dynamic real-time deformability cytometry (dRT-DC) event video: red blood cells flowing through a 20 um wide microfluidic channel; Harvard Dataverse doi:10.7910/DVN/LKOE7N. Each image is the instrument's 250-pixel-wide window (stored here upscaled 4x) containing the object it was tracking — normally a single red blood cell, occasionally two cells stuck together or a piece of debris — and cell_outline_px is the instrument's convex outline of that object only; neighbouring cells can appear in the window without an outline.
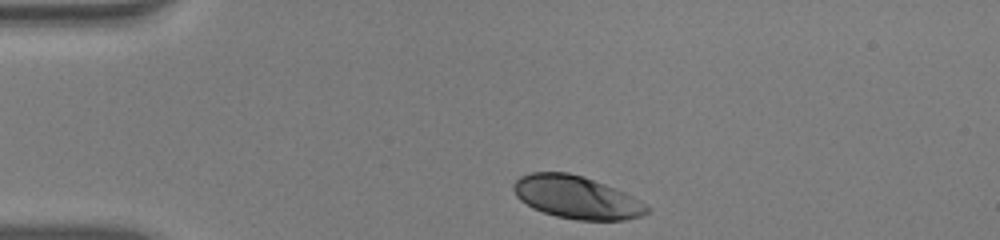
{"species": "human", "species_latin": "Homo sapiens", "temperature_condition": "warm", "stored_images_in_passage": 34, "camera_frame_rate_fps": 3000, "um_per_image_px": 0.085, "donor": {"sex": "male"}, "frame": {"image": 1, "passage_image": 1, "time_ms": 0.0, "image_size_px": [1000, 240], "cell_outline_px": [[652, 208], [648, 212], [640, 216], [624, 220], [576, 220], [556, 216], [532, 208], [520, 200], [516, 196], [512, 188], [512, 184], [520, 176], [528, 172], [568, 172], [584, 176], [624, 192]], "centroid_in_image_um": [48.97, 16.76], "position_along_channel_um": 36.0, "area_um2": 33.23}}
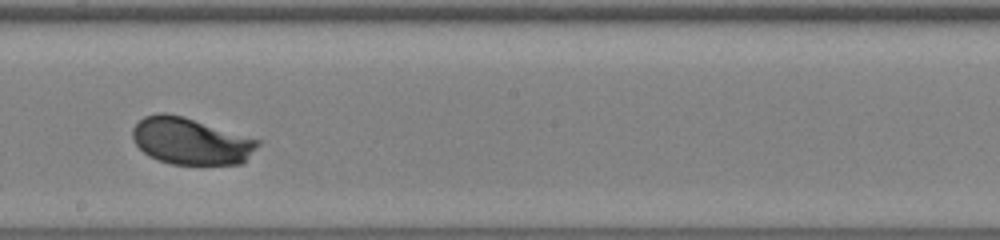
{"frame": {"image": 2, "passage_image": 20, "time_ms": 6.333, "image_size_px": [1000, 240], "cell_outline_px": [[260, 144], [240, 164], [172, 164], [148, 156], [136, 144], [132, 136], [132, 128], [144, 116], [156, 112], [164, 112], [184, 116], [260, 140]], "centroid_in_image_um": [16.18, 11.97], "position_along_channel_um": 232.0, "area_um2": 33.93}}
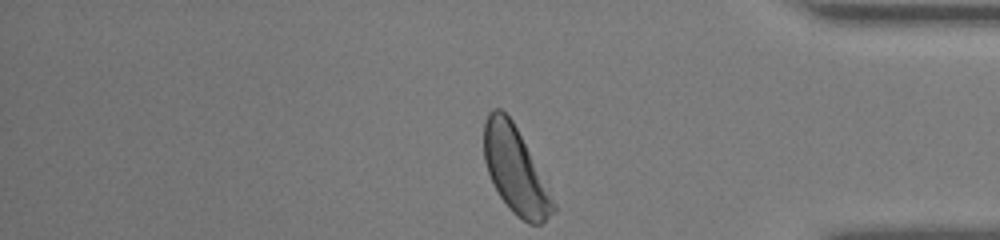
{"frame": {"image": 3, "passage_image": 34, "time_ms": 11.0, "image_size_px": [1000, 240], "cell_outline_px": [[556, 212], [540, 224], [528, 224], [516, 216], [512, 212], [500, 196], [488, 172], [484, 160], [484, 124], [488, 112], [492, 108], [500, 108], [512, 120], [556, 204]], "centroid_in_image_um": [43.79, 14.49], "position_along_channel_um": 391.4, "area_um2": 34.1}, "authors_computed_cell_mechanics": {"area_um2": 34.102, "velocity_mm_per_s": 3.8564, "shape_relaxation_time_tau1_ms": 1.6858, "shape_relaxation_time_tau2_ms": null, "deformation_change_tau1": 0.1287, "deformation_change_tau2": null}}